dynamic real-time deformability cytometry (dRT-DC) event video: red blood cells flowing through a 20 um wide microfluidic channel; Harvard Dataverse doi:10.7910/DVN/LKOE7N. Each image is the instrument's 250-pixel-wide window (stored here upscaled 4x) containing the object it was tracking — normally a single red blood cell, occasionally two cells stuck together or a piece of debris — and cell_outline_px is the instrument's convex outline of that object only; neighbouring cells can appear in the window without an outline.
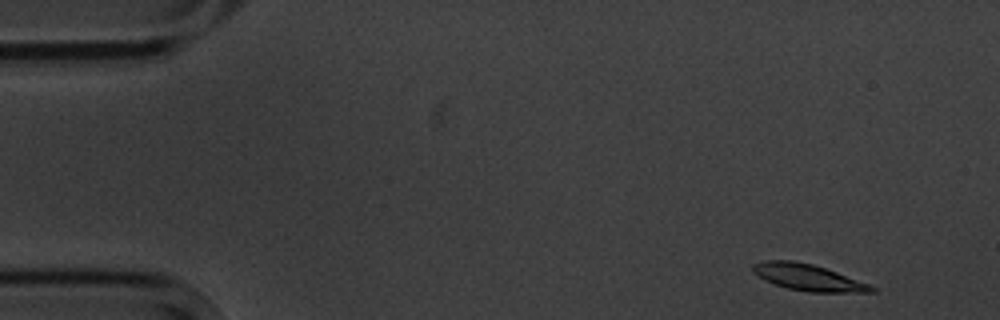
{"species": "common noctule bat (a hibernating species)", "species_latin": "Nyctalus noctula", "temperature_condition": "cold", "stored_images_in_passage": 4, "camera_frame_rate_fps": 3000, "um_per_image_px": 0.085, "animal": {"sex": "male", "body_mass_g": 20.1, "forearm_length_mm": 53.5}, "frame": {"image": 1, "passage_image": 1, "time_ms": 0.0, "image_size_px": [1000, 320], "cell_outline_px": [[876, 292], [808, 292], [788, 288], [764, 280], [752, 272], [752, 264], [764, 260], [792, 260], [812, 264], [836, 272], [868, 284], [876, 288]], "centroid_in_image_um": [68.64, 23.57], "position_along_channel_um": 16.4, "area_um2": 18.09}}